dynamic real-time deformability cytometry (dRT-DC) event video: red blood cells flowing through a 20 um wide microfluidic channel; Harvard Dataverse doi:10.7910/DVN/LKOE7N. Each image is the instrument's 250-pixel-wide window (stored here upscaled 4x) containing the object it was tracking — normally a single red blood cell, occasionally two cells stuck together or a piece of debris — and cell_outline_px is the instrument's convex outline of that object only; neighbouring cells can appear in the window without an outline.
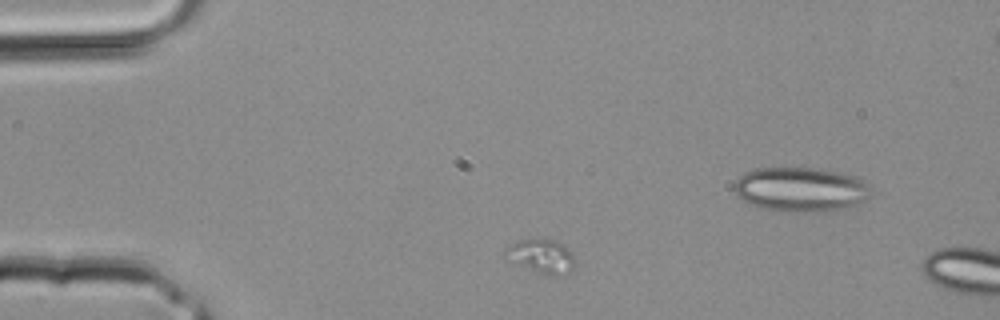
{"species": "common noctule bat (a hibernating species)", "species_latin": "Nyctalus noctula", "temperature_condition": "room temperature", "stored_images_in_passage": 2, "camera_frame_rate_fps": 3000, "um_per_image_px": 0.085, "animal": {"sex": "male", "body_mass_g": 20.4}, "frame": {"image": 1, "passage_image": 1, "time_ms": 0.0, "image_size_px": [1000, 320], "cell_outline_px": [[572, 268], [568, 272], [556, 276], [540, 272], [524, 264], [504, 252], [512, 244], [520, 240], [532, 236], [552, 240], [564, 244], [572, 252]], "centroid_in_image_um": [46.11, 21.69], "position_along_channel_um": 38.9, "area_um2": 12.83}}